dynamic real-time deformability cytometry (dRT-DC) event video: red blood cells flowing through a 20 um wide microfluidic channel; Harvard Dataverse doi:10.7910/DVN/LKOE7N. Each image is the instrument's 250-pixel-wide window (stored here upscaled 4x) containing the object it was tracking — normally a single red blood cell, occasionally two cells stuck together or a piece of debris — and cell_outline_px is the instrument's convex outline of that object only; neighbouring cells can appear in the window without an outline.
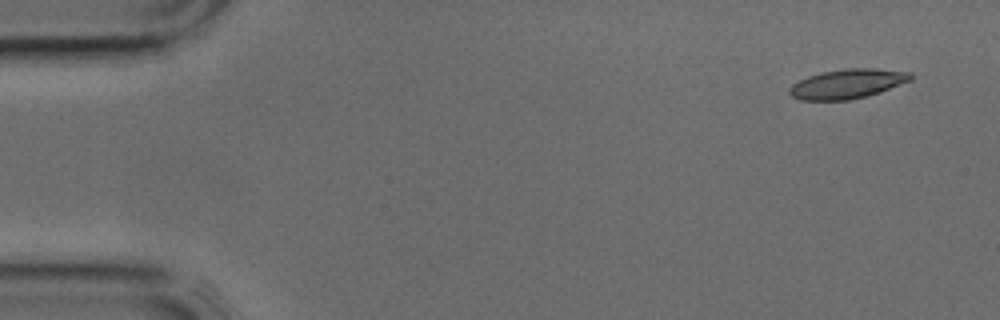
{"species": "common noctule bat (a hibernating species)", "species_latin": "Nyctalus noctula", "temperature_condition": "cold", "stored_images_in_passage": 3, "camera_frame_rate_fps": 3000, "um_per_image_px": 0.085, "animal": {"sex": "male", "body_mass_g": 17.9, "forearm_length_mm": 54.2}, "frame": {"image": 1, "passage_image": 1, "time_ms": 0.0, "image_size_px": [1000, 320], "cell_outline_px": [[912, 80], [880, 92], [868, 96], [848, 100], [800, 100], [792, 96], [788, 92], [788, 88], [792, 84], [808, 76], [824, 72], [844, 68], [872, 68], [912, 72]], "centroid_in_image_um": [72.04, 7.12], "position_along_channel_um": 13.0, "area_um2": 20.87}}
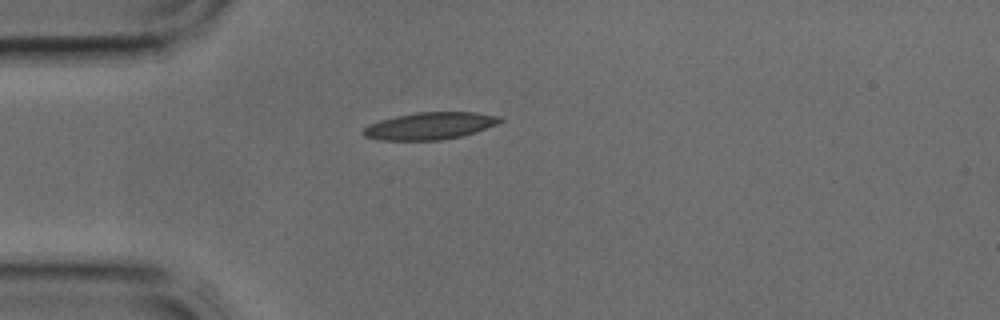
{"frame": {"image": 2, "passage_image": 3, "time_ms": 0.667, "image_size_px": [1000, 320], "cell_outline_px": [[504, 120], [496, 124], [476, 132], [460, 136], [440, 140], [380, 140], [364, 136], [360, 132], [368, 124], [380, 120], [396, 116], [416, 112], [476, 112], [500, 116]], "centroid_in_image_um": [36.52, 10.69], "position_along_channel_um": 48.5, "area_um2": 21.68}}